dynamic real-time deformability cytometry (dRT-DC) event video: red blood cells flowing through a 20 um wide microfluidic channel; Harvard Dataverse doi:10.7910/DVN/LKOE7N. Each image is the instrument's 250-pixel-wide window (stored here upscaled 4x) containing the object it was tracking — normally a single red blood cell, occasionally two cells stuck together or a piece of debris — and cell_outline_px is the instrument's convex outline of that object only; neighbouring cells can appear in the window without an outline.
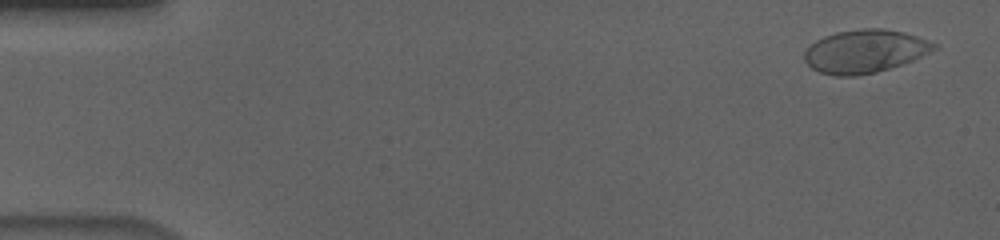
{"species": "human", "species_latin": "Homo sapiens", "temperature_condition": "cold", "stored_images_in_passage": 54, "camera_frame_rate_fps": 3000, "um_per_image_px": 0.085, "donor": {"sex": "male"}, "frame": {"image": 1, "passage_image": 1, "time_ms": 0.0, "image_size_px": [1000, 240], "cell_outline_px": [[936, 48], [912, 60], [876, 72], [856, 76], [836, 76], [820, 72], [812, 68], [804, 60], [804, 52], [816, 40], [824, 36], [836, 32], [860, 28], [884, 28], [904, 32], [928, 40], [936, 44]], "centroid_in_image_um": [73.48, 4.35], "position_along_channel_um": 11.5, "area_um2": 32.31}}
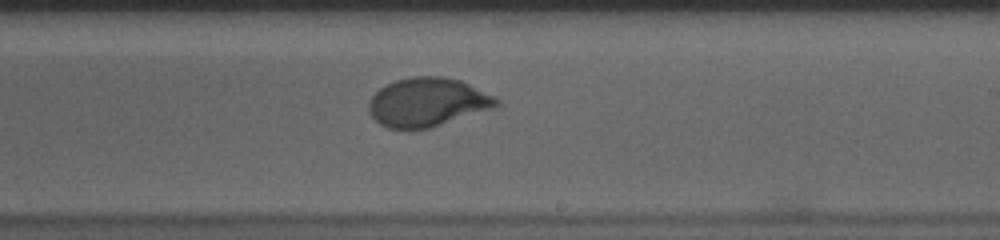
{"frame": {"image": 2, "passage_image": 32, "time_ms": 10.333, "image_size_px": [1000, 240], "cell_outline_px": [[500, 104], [496, 108], [428, 128], [408, 132], [388, 128], [380, 124], [372, 116], [368, 108], [368, 104], [372, 96], [380, 88], [396, 80], [412, 76], [444, 76], [460, 80], [496, 96], [500, 100]], "centroid_in_image_um": [36.35, 8.71], "position_along_channel_um": 252.6, "area_um2": 36.82}}
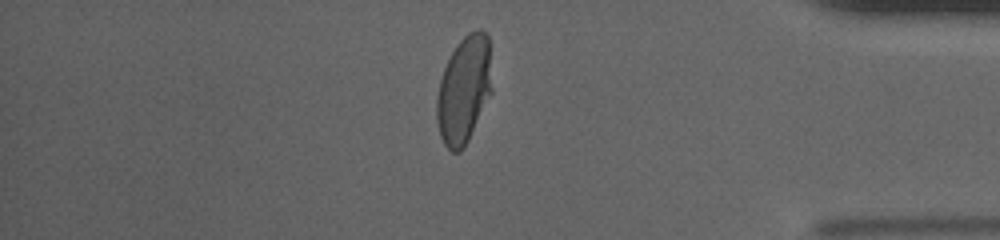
{"frame": {"image": 3, "passage_image": 46, "time_ms": 15.0, "image_size_px": [1000, 240], "cell_outline_px": [[492, 92], [464, 148], [460, 152], [452, 152], [444, 144], [440, 136], [436, 120], [436, 100], [440, 80], [444, 68], [456, 44], [468, 32], [476, 28], [480, 28], [488, 36], [492, 88]], "centroid_in_image_um": [39.43, 7.62], "position_along_channel_um": 395.8, "area_um2": 34.62}, "authors_computed_cell_mechanics": {"area_um2": 35.547, "velocity_mm_per_s": 3.6547, "shape_relaxation_time_tau1_ms": 4.0974, "shape_relaxation_time_tau2_ms": null, "deformation_change_tau1": 0.1734, "deformation_change_tau2": null}}